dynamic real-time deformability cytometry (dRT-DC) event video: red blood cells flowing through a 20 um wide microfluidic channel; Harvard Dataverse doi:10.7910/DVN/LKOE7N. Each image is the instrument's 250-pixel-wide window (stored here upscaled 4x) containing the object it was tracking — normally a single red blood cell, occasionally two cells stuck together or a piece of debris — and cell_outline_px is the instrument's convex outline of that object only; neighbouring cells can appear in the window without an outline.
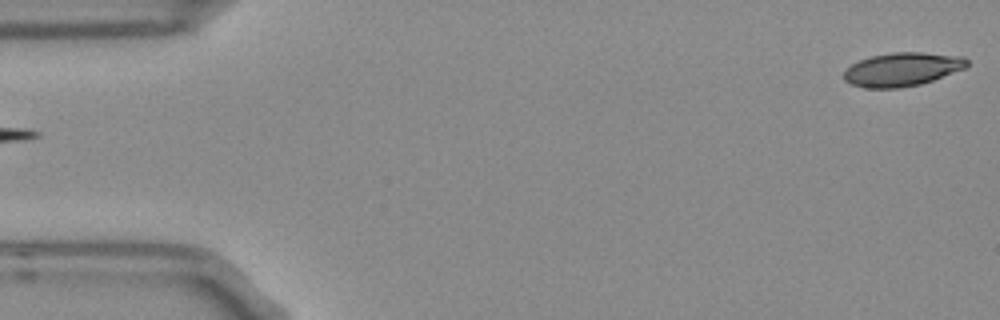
{"species": "Egyptian fruit bat (a non-hibernating species)", "species_latin": "Rousettus aegyptiacus", "temperature_condition": "room temperature", "stored_images_in_passage": 2, "segment_of_instrument_passage": [2, 2], "camera_frame_rate_fps": 3000, "um_per_image_px": 0.085, "frame": {"image": 1, "passage_image": 2, "time_ms": 0.333, "image_size_px": [1000, 320], "cell_outline_px": [[968, 64], [964, 68], [932, 80], [920, 84], [900, 88], [864, 88], [852, 84], [844, 80], [844, 72], [852, 64], [860, 60], [872, 56], [892, 52], [920, 52], [964, 56], [968, 60]], "centroid_in_image_um": [76.69, 5.89], "position_along_channel_um": 8.3, "area_um2": 23.93}}